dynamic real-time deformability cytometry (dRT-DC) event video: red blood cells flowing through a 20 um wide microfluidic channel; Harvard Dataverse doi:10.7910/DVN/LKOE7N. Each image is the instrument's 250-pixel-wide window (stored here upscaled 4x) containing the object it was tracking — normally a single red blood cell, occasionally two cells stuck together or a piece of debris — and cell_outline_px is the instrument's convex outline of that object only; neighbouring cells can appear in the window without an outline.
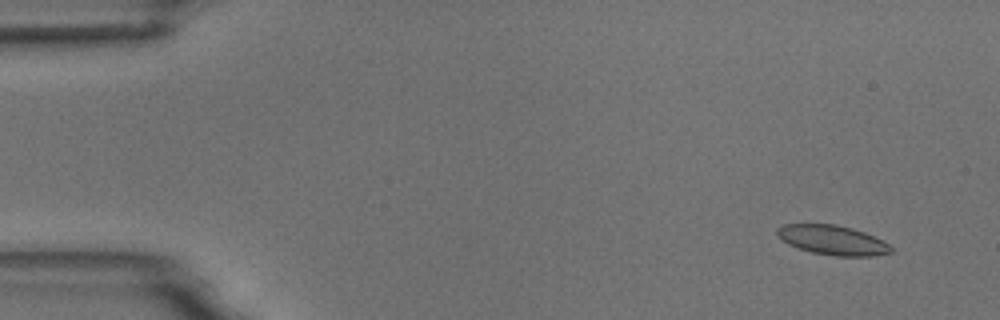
{"species": "common noctule bat (a hibernating species)", "species_latin": "Nyctalus noctula", "temperature_condition": "room temperature", "stored_images_in_passage": 3, "camera_frame_rate_fps": 3000, "um_per_image_px": 0.085, "animal": {"sex": "male", "body_mass_g": 18.8}, "frame": {"image": 1, "passage_image": 1, "time_ms": 0.0, "image_size_px": [1000, 320], "cell_outline_px": [[892, 252], [876, 256], [832, 256], [812, 252], [788, 244], [776, 232], [776, 228], [784, 224], [836, 224], [852, 228], [864, 232], [888, 244], [892, 248]], "centroid_in_image_um": [70.77, 20.41], "position_along_channel_um": 14.2, "area_um2": 19.42}}